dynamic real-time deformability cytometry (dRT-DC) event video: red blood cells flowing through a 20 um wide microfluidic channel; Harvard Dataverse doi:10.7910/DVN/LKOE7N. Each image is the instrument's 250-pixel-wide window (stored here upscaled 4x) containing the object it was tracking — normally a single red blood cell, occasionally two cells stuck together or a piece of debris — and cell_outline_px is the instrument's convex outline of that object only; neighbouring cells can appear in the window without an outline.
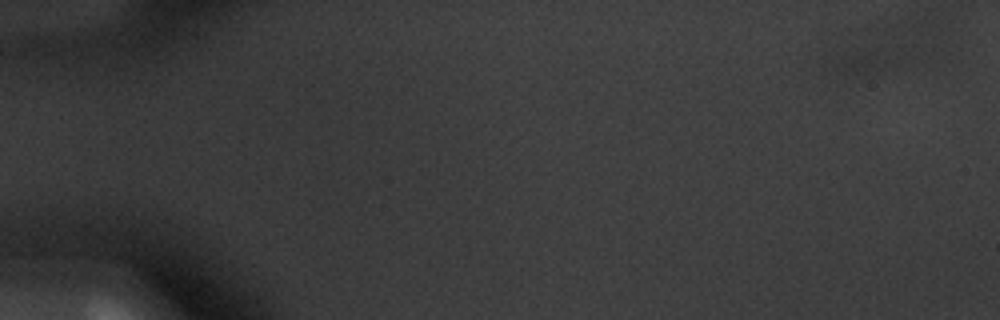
{"species": "common noctule bat (a hibernating species)", "species_latin": "Nyctalus noctula", "temperature_condition": "warm", "stored_images_in_passage": 9, "camera_frame_rate_fps": 3000, "um_per_image_px": 0.085, "animal": {"sex": "male", "body_mass_g": 20.1, "forearm_length_mm": 53.5}, "frame": {"image": 1, "passage_image": 1, "time_ms": 0.0, "image_size_px": [1000, 320], "cell_outline_px": [[944, 20], [936, 48], [924, 60], [904, 68], [864, 72], [840, 72], [832, 68], [840, 56], [884, 24], [908, 16], [936, 16]], "centroid_in_image_um": [75.94, 3.89], "position_along_channel_um": 9.1, "area_um2": 28.61}}